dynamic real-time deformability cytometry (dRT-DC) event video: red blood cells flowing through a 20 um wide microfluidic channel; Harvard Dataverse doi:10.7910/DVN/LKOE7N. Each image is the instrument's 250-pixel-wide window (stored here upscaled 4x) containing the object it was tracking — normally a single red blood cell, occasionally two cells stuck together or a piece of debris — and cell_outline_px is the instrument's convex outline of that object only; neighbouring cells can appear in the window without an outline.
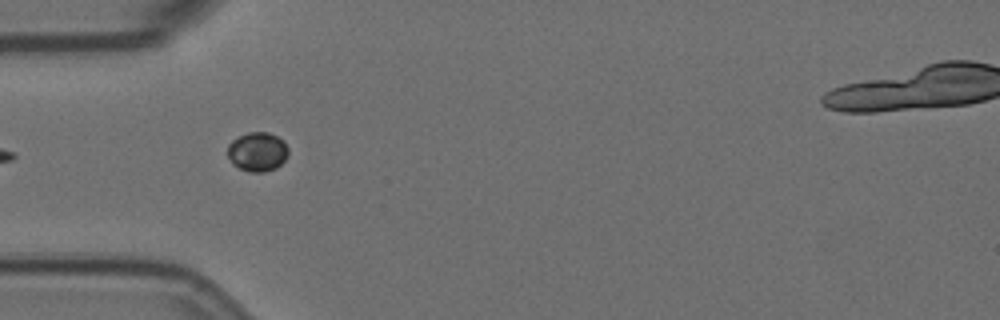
{"species": "Egyptian fruit bat (a non-hibernating species)", "species_latin": "Rousettus aegyptiacus", "temperature_condition": "room temperature", "stored_images_in_passage": 3, "camera_frame_rate_fps": 3000, "um_per_image_px": 0.085, "animal": {"sex": "female"}, "frame": {"image": 1, "passage_image": 2, "time_ms": 0.333, "image_size_px": [1000, 320], "cell_outline_px": [[288, 156], [276, 168], [264, 172], [248, 172], [232, 164], [228, 156], [228, 144], [232, 140], [248, 132], [268, 132], [284, 140], [288, 148]], "centroid_in_image_um": [21.89, 12.9], "position_along_channel_um": 63.1, "area_um2": 13.93}}
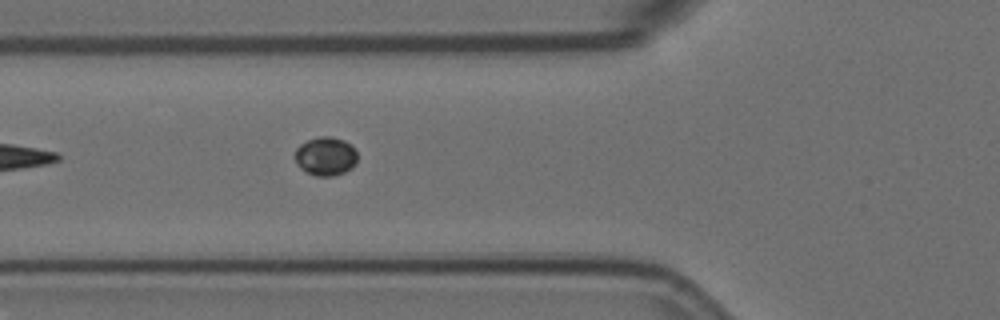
{"frame": {"image": 2, "passage_image": 3, "time_ms": 0.667, "image_size_px": [1000, 320], "cell_outline_px": [[356, 164], [352, 168], [344, 172], [332, 176], [316, 176], [300, 168], [296, 160], [296, 148], [300, 144], [308, 140], [320, 136], [332, 136], [344, 140], [356, 152]], "centroid_in_image_um": [27.68, 13.28], "position_along_channel_um": 98.1, "area_um2": 13.87}}